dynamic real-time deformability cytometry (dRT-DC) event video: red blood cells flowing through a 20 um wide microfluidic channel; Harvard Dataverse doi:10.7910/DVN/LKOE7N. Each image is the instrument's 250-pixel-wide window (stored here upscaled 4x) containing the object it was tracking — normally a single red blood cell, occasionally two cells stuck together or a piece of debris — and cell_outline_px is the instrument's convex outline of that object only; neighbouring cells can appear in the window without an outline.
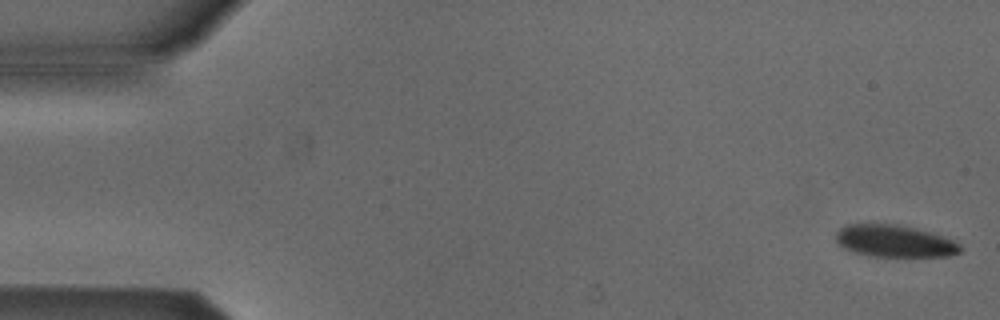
{"species": "Egyptian fruit bat (a non-hibernating species)", "species_latin": "Rousettus aegyptiacus", "temperature_condition": "cold", "stored_images_in_passage": 6, "segment_of_instrument_passage": [1, 2], "camera_frame_rate_fps": 3000, "um_per_image_px": 0.085, "animal": {"sex": "male"}, "frame": {"image": 1, "passage_image": 1, "time_ms": 0.0, "image_size_px": [1000, 320], "cell_outline_px": [[960, 252], [948, 256], [868, 256], [844, 248], [836, 240], [836, 232], [840, 228], [848, 224], [896, 224], [928, 232], [952, 240], [960, 244]], "centroid_in_image_um": [76.0, 20.49], "position_along_channel_um": 9.0, "area_um2": 22.77}}
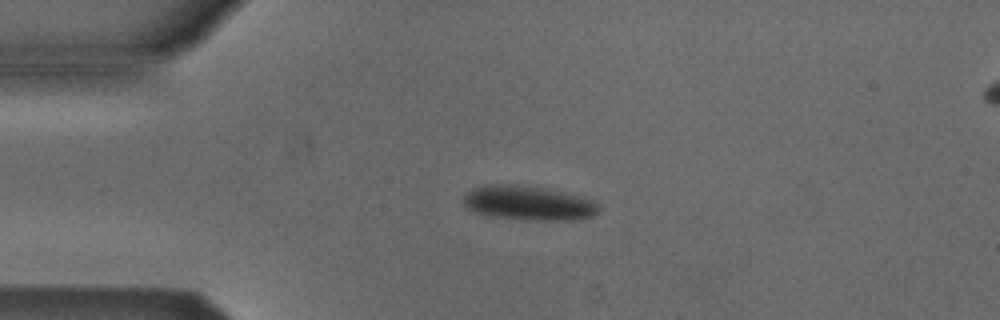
{"frame": {"image": 2, "passage_image": 4, "time_ms": 1.0, "image_size_px": [1000, 320], "cell_outline_px": [[600, 208], [592, 216], [576, 220], [524, 220], [484, 216], [472, 212], [464, 204], [464, 196], [468, 192], [484, 184], [520, 184], [564, 192], [592, 200]], "centroid_in_image_um": [44.86, 17.27], "position_along_channel_um": 40.1, "area_um2": 27.28}}